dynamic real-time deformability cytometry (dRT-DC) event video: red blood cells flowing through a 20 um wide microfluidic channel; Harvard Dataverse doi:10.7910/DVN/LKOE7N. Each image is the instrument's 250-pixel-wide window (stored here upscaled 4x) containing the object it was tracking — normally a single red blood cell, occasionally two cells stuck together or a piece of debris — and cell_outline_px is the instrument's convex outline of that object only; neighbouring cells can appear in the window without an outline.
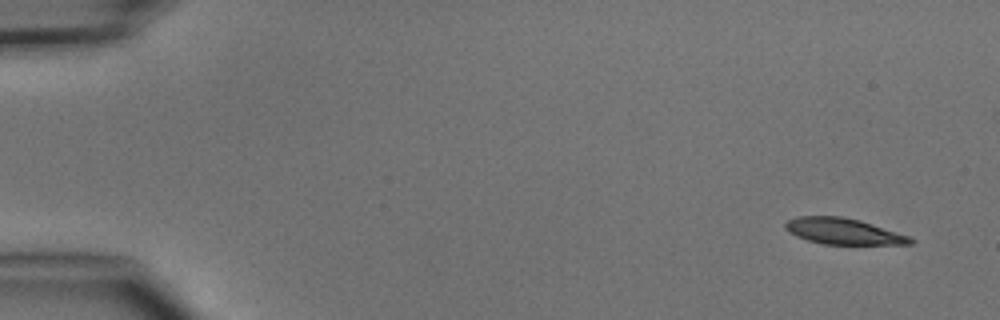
{"species": "common noctule bat (a hibernating species)", "species_latin": "Nyctalus noctula", "temperature_condition": "cold", "stored_images_in_passage": 4, "camera_frame_rate_fps": 3000, "um_per_image_px": 0.085, "animal": {"sex": "male", "body_mass_g": 15.6}, "frame": {"image": 1, "passage_image": 1, "time_ms": 0.0, "image_size_px": [1000, 320], "cell_outline_px": [[916, 240], [912, 244], [824, 244], [808, 240], [796, 236], [788, 232], [784, 228], [784, 224], [788, 220], [796, 216], [840, 216], [860, 220], [908, 236]], "centroid_in_image_um": [71.64, 19.65], "position_along_channel_um": 13.4, "area_um2": 18.9}}
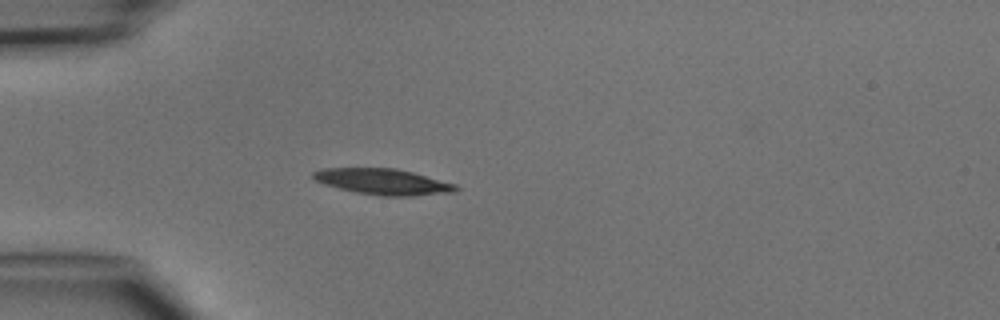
{"frame": {"image": 2, "passage_image": 4, "time_ms": 3.667, "image_size_px": [1000, 320], "cell_outline_px": [[460, 188], [456, 192], [412, 196], [380, 196], [356, 192], [324, 184], [316, 180], [312, 176], [312, 172], [320, 168], [396, 168], [412, 172], [456, 184]], "centroid_in_image_um": [32.57, 15.44], "position_along_channel_um": 52.4, "area_um2": 21.56}}